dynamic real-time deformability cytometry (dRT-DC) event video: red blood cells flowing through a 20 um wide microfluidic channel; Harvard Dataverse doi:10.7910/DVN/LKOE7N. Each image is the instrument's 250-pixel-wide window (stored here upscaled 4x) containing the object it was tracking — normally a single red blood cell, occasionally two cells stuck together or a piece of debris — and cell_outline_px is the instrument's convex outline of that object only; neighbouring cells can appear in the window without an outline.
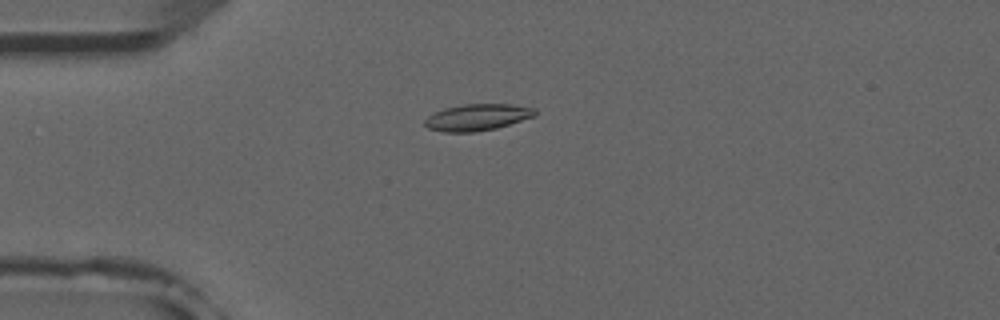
{"species": "common noctule bat (a hibernating species)", "species_latin": "Nyctalus noctula", "temperature_condition": "room temperature", "stored_images_in_passage": 6, "camera_frame_rate_fps": 3000, "um_per_image_px": 0.085, "animal": {"sex": "male", "forearm_length_mm": 52.5}, "frame": {"image": 1, "passage_image": 2, "time_ms": 1.333, "image_size_px": [1000, 320], "cell_outline_px": [[536, 116], [496, 128], [476, 132], [444, 132], [428, 128], [424, 124], [424, 120], [428, 116], [436, 112], [448, 108], [464, 104], [512, 104], [536, 108]], "centroid_in_image_um": [40.61, 9.97], "position_along_channel_um": 44.4, "area_um2": 16.99}}
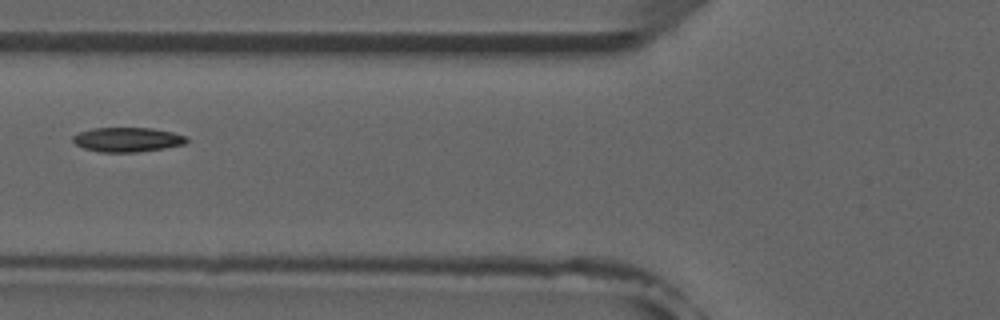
{"frame": {"image": 2, "passage_image": 4, "time_ms": 3.667, "image_size_px": [1000, 320], "cell_outline_px": [[188, 140], [184, 144], [164, 148], [136, 152], [100, 152], [84, 148], [76, 144], [72, 140], [72, 136], [80, 132], [92, 128], [152, 128], [172, 132], [188, 136]], "centroid_in_image_um": [10.84, 11.86], "position_along_channel_um": 115.0, "area_um2": 16.18}}
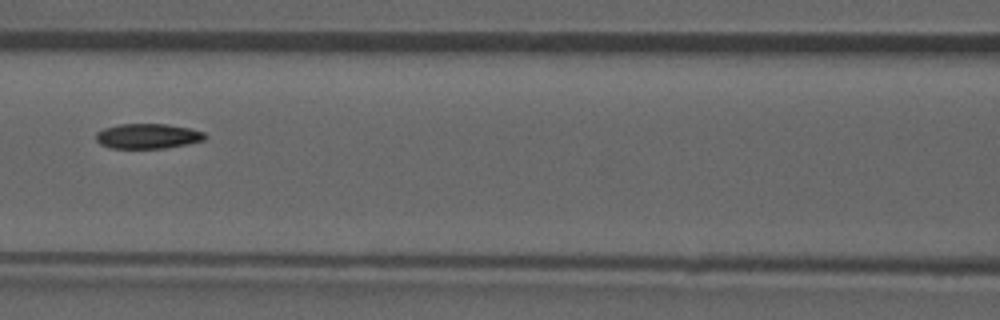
{"frame": {"image": 3, "passage_image": 5, "time_ms": 4.667, "image_size_px": [1000, 320], "cell_outline_px": [[204, 140], [188, 144], [164, 148], [112, 148], [100, 144], [96, 140], [96, 132], [104, 128], [120, 124], [164, 124], [188, 128], [204, 132]], "centroid_in_image_um": [12.52, 11.57], "position_along_channel_um": 154.1, "area_um2": 15.72}}